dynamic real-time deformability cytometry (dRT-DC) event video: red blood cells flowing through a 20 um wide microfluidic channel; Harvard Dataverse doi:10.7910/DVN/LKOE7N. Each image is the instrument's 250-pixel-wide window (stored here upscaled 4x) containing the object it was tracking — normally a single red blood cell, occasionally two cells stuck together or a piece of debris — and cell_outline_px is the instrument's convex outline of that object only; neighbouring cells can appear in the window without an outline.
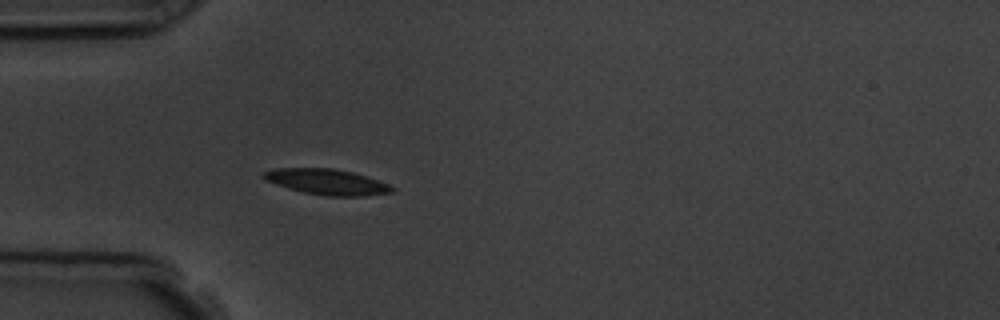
{"species": "common noctule bat (a hibernating species)", "species_latin": "Nyctalus noctula", "temperature_condition": "room temperature", "stored_images_in_passage": 4, "camera_frame_rate_fps": 3000, "um_per_image_px": 0.085, "animal": {"sex": "male", "body_mass_g": 19.5, "forearm_length_mm": 54.6}, "frame": {"image": 1, "passage_image": 4, "time_ms": 3.667, "image_size_px": [1000, 320], "cell_outline_px": [[396, 192], [364, 196], [328, 196], [304, 192], [288, 188], [264, 180], [260, 176], [264, 172], [276, 168], [332, 168], [352, 172], [388, 184], [396, 188]], "centroid_in_image_um": [27.79, 15.46], "position_along_channel_um": 57.2, "area_um2": 19.13}}